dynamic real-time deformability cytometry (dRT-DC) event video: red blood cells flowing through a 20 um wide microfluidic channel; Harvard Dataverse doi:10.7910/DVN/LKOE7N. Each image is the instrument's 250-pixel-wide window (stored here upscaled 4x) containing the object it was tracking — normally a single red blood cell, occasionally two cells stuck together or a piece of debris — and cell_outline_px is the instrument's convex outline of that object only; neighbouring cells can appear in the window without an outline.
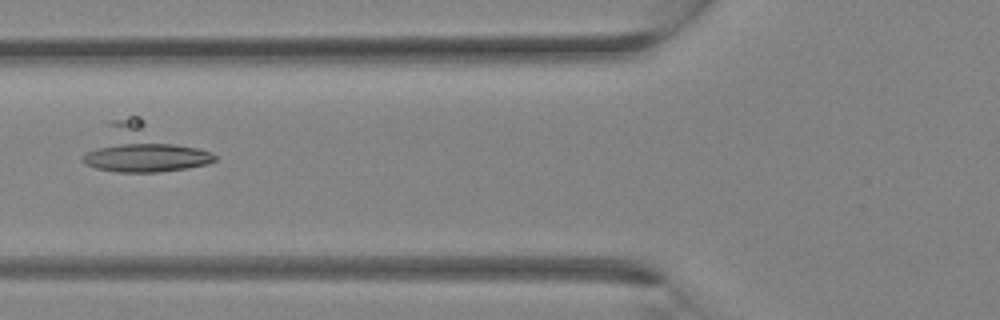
{"species": "Egyptian fruit bat (a non-hibernating species)", "species_latin": "Rousettus aegyptiacus", "temperature_condition": "room temperature", "stored_images_in_passage": 36, "camera_frame_rate_fps": 3000, "um_per_image_px": 0.085, "animal": {"sex": "female"}, "frame": {"image": 1, "passage_image": 14, "time_ms": 4.333, "image_size_px": [1000, 320], "cell_outline_px": [[216, 160], [208, 164], [188, 168], [160, 172], [116, 172], [96, 168], [80, 160], [108, 124], [112, 120], [128, 116], [140, 116], [212, 152], [216, 156]], "centroid_in_image_um": [12.21, 12.63], "position_along_channel_um": 113.6, "area_um2": 35.84}}
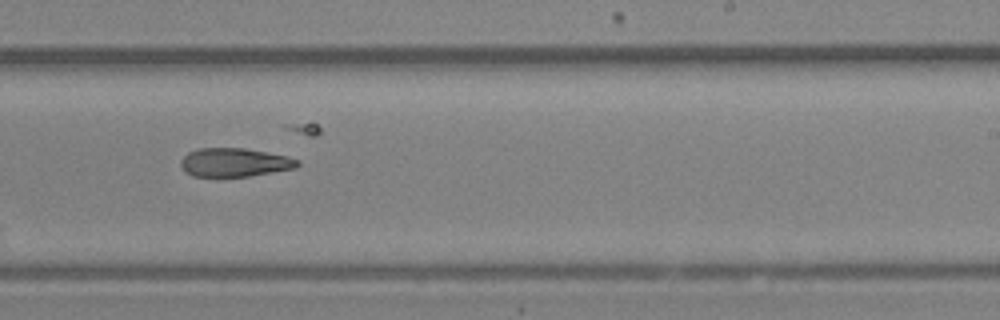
{"frame": {"image": 2, "passage_image": 22, "time_ms": 7.0, "image_size_px": [1000, 320], "cell_outline_px": [[300, 164], [296, 168], [248, 176], [192, 176], [180, 164], [180, 160], [188, 152], [200, 148], [244, 148], [284, 156], [300, 160]], "centroid_in_image_um": [19.93, 13.8], "position_along_channel_um": 269.1, "area_um2": 19.13}}
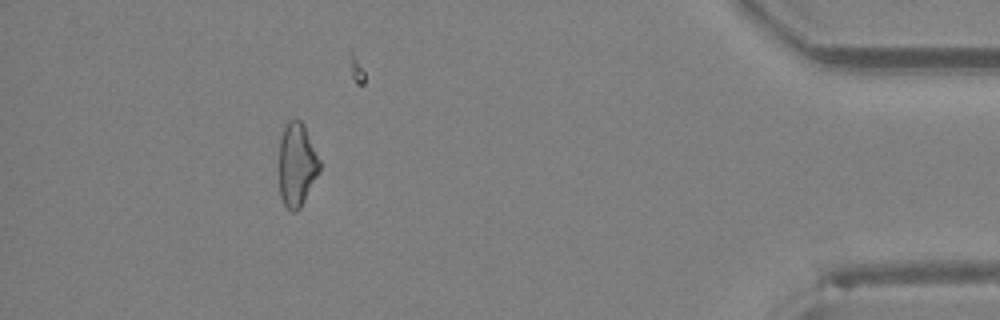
{"frame": {"image": 3, "passage_image": 32, "time_ms": 10.333, "image_size_px": [1000, 320], "cell_outline_px": [[320, 172], [300, 208], [296, 212], [292, 212], [284, 204], [280, 196], [276, 168], [280, 140], [284, 128], [288, 120], [300, 120], [304, 124], [320, 160]], "centroid_in_image_um": [25.19, 14.02], "position_along_channel_um": 410.0, "area_um2": 20.46}}